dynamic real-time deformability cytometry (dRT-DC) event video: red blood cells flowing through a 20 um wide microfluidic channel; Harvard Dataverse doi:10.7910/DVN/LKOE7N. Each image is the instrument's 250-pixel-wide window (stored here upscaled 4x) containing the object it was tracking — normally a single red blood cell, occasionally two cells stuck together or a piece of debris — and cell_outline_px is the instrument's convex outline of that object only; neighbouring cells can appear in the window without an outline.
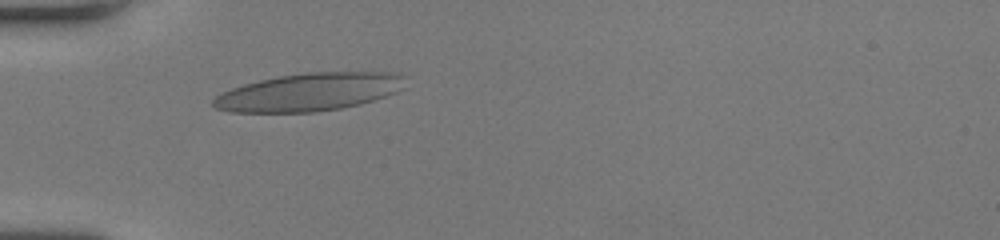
{"species": "human", "species_latin": "Homo sapiens", "temperature_condition": "room temperature", "stored_images_in_passage": 34, "camera_frame_rate_fps": 3000, "um_per_image_px": 0.085, "donor": {"sex": "female"}, "frame": {"image": 1, "passage_image": 1, "time_ms": 0.0, "image_size_px": [1000, 240], "cell_outline_px": [[404, 88], [396, 92], [360, 104], [340, 108], [312, 112], [228, 112], [216, 108], [212, 104], [212, 100], [216, 96], [232, 88], [244, 84], [276, 76], [308, 72], [400, 72], [404, 76]], "centroid_in_image_um": [26.29, 7.81], "position_along_channel_um": 58.7, "area_um2": 42.31}}
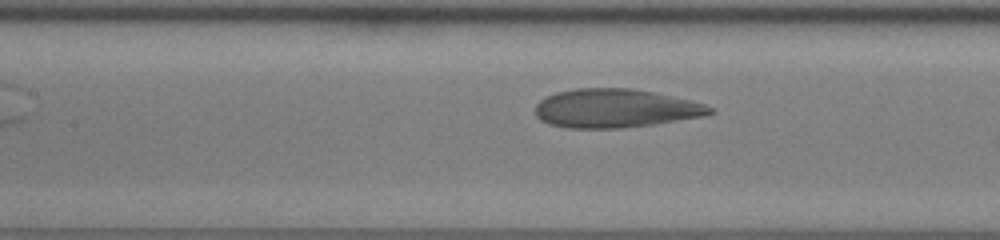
{"frame": {"image": 2, "passage_image": 10, "time_ms": 3.0, "image_size_px": [1000, 240], "cell_outline_px": [[716, 112], [704, 116], [652, 124], [620, 128], [568, 128], [548, 124], [540, 120], [536, 116], [536, 104], [540, 100], [556, 92], [576, 88], [632, 88], [652, 92], [688, 100], [704, 104], [712, 108]], "centroid_in_image_um": [52.26, 9.21], "position_along_channel_um": 155.1, "area_um2": 39.13}}
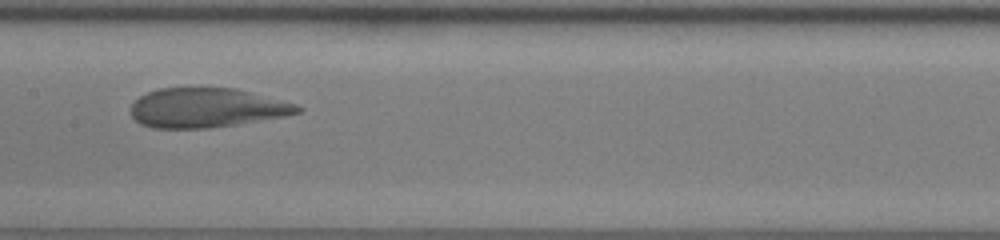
{"frame": {"image": 3, "passage_image": 13, "time_ms": 4.0, "image_size_px": [1000, 240], "cell_outline_px": [[304, 108], [300, 112], [284, 116], [236, 124], [208, 128], [152, 128], [140, 124], [132, 116], [132, 104], [140, 96], [148, 92], [160, 88], [236, 88], [296, 104]], "centroid_in_image_um": [17.55, 9.16], "position_along_channel_um": 189.8, "area_um2": 38.03}, "authors_computed_cell_mechanics": {"area_um2": 39.0728, "velocity_mm_per_s": 3.463, "shape_relaxation_time_tau1_ms": null, "shape_relaxation_time_tau2_ms": 1.1891, "deformation_change_tau1": null, "deformation_change_tau2": 0.0704}}